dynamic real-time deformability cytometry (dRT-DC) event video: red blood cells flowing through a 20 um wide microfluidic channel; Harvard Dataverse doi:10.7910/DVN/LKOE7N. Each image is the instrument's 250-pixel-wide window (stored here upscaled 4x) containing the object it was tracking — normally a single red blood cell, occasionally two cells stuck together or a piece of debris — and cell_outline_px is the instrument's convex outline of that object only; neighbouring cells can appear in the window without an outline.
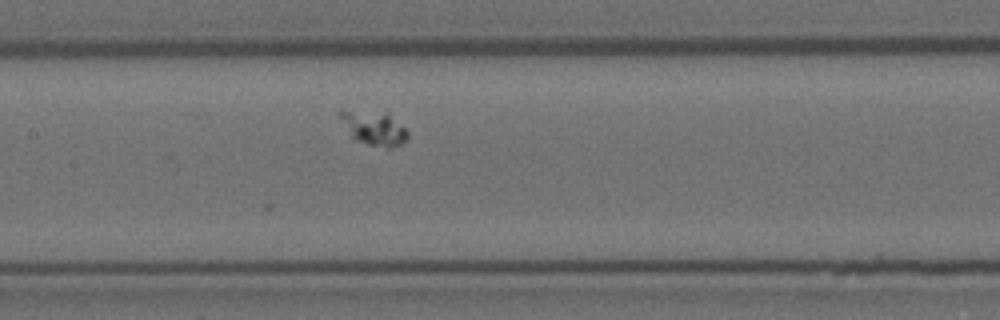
{"species": "Egyptian fruit bat (a non-hibernating species)", "species_latin": "Rousettus aegyptiacus", "temperature_condition": "room temperature", "stored_images_in_passage": 4, "camera_frame_rate_fps": 3000, "um_per_image_px": 0.085, "animal": {"sex": "female"}, "frame": {"image": 1, "passage_image": 4, "time_ms": 1.0, "image_size_px": [1000, 320], "cell_outline_px": [[408, 136], [400, 144], [392, 148], [388, 148], [368, 144], [352, 140], [336, 112], [388, 108], [408, 132]], "centroid_in_image_um": [31.79, 10.82], "position_along_channel_um": 175.6, "area_um2": 14.22}}